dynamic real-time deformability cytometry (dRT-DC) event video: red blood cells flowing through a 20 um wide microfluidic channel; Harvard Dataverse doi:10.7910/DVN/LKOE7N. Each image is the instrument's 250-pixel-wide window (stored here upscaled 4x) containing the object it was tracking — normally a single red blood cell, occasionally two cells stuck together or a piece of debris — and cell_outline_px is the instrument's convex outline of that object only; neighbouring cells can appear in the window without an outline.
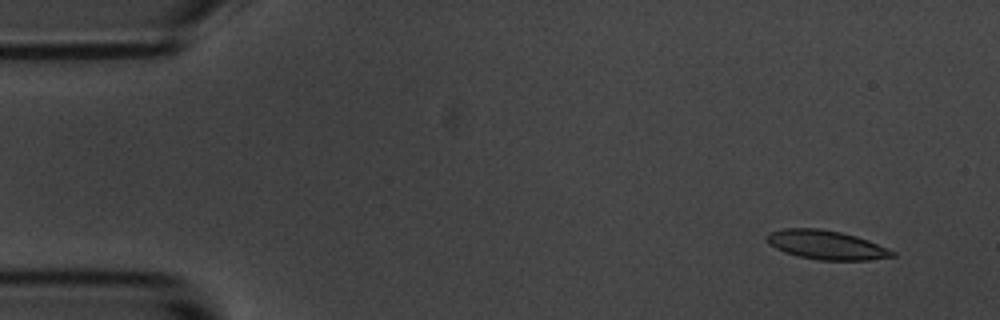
{"species": "common noctule bat (a hibernating species)", "species_latin": "Nyctalus noctula", "temperature_condition": "room temperature", "stored_images_in_passage": 7, "camera_frame_rate_fps": 3000, "um_per_image_px": 0.085, "animal": {"sex": "male", "body_mass_g": 20.1, "forearm_length_mm": 53.5}, "frame": {"image": 1, "passage_image": 1, "time_ms": 0.0, "image_size_px": [1000, 320], "cell_outline_px": [[896, 256], [868, 260], [820, 260], [800, 256], [784, 252], [768, 244], [764, 236], [768, 232], [784, 228], [820, 228], [840, 232], [856, 236], [868, 240], [896, 252]], "centroid_in_image_um": [70.19, 20.81], "position_along_channel_um": 14.8, "area_um2": 21.27}}
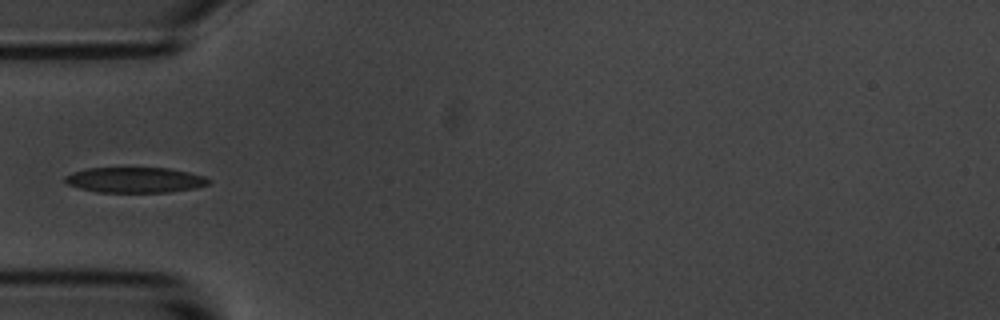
{"frame": {"image": 2, "passage_image": 5, "time_ms": 4.667, "image_size_px": [1000, 320], "cell_outline_px": [[212, 180], [208, 184], [196, 188], [172, 192], [96, 192], [80, 188], [68, 184], [64, 180], [64, 176], [72, 172], [88, 168], [168, 168], [188, 172], [204, 176]], "centroid_in_image_um": [11.49, 15.3], "position_along_channel_um": 73.5, "area_um2": 21.33}}
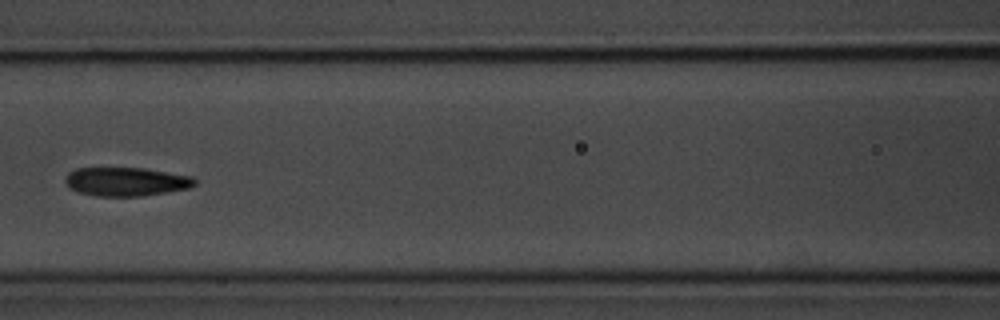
{"frame": {"image": 3, "passage_image": 7, "time_ms": 7.0, "image_size_px": [1000, 320], "cell_outline_px": [[196, 184], [188, 188], [168, 192], [144, 196], [96, 196], [76, 192], [68, 188], [64, 184], [64, 176], [68, 172], [76, 168], [144, 168], [192, 176], [196, 180]], "centroid_in_image_um": [10.66, 15.44], "position_along_channel_um": 155.9, "area_um2": 22.02}}